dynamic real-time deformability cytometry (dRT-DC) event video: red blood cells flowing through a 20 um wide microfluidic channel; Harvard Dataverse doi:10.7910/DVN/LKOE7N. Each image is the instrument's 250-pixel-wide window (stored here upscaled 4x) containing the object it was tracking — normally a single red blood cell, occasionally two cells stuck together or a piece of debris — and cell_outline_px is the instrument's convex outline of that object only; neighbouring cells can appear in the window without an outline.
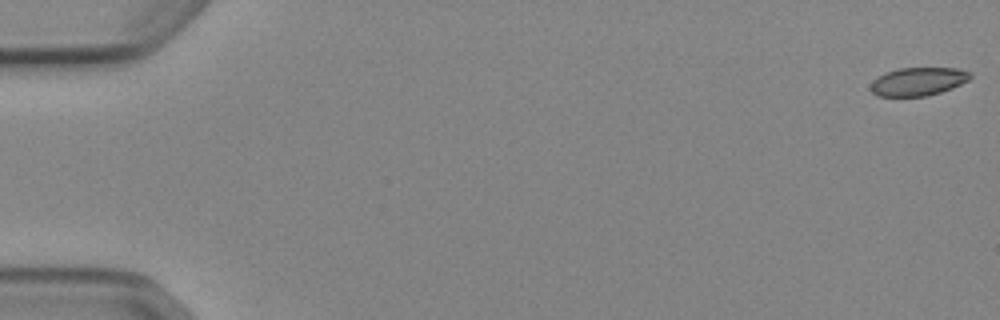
{"species": "Egyptian fruit bat (a non-hibernating species)", "species_latin": "Rousettus aegyptiacus", "temperature_condition": "cold", "stored_images_in_passage": 53, "camera_frame_rate_fps": 3000, "um_per_image_px": 0.085, "animal": {"sex": "female"}, "frame": {"image": 1, "passage_image": 1, "time_ms": 0.0, "image_size_px": [1000, 320], "cell_outline_px": [[972, 76], [968, 80], [952, 88], [928, 96], [876, 96], [868, 88], [872, 80], [884, 72], [900, 68], [956, 68], [972, 72]], "centroid_in_image_um": [78.0, 6.93], "position_along_channel_um": 7.0, "area_um2": 16.59}}
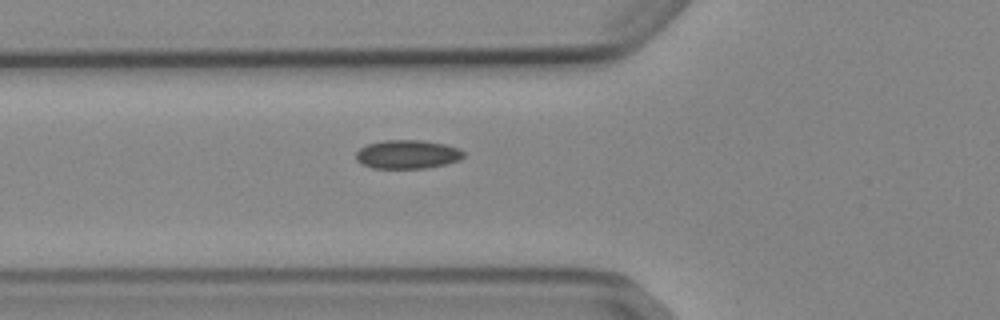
{"frame": {"image": 2, "passage_image": 20, "time_ms": 6.333, "image_size_px": [1000, 320], "cell_outline_px": [[464, 156], [460, 160], [444, 164], [424, 168], [372, 168], [360, 164], [356, 160], [356, 152], [360, 148], [368, 144], [384, 140], [420, 140], [444, 144], [460, 148], [464, 152]], "centroid_in_image_um": [34.61, 13.12], "position_along_channel_um": 91.2, "area_um2": 18.03}}
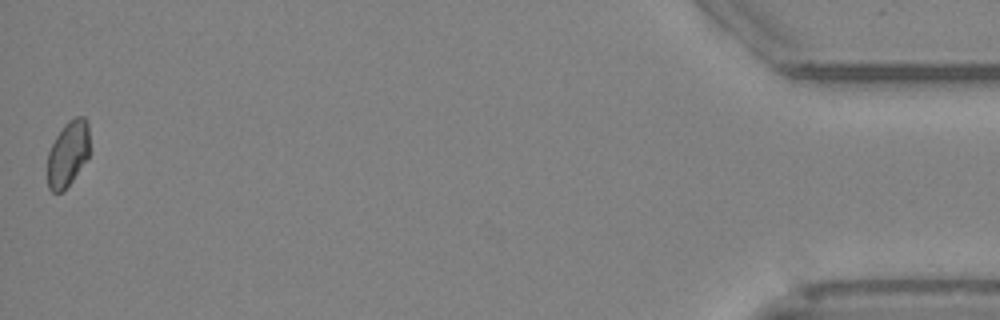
{"frame": {"image": 3, "passage_image": 53, "time_ms": 17.333, "image_size_px": [1000, 320], "cell_outline_px": [[88, 160], [64, 192], [52, 192], [48, 188], [48, 152], [56, 136], [64, 124], [68, 120], [76, 116], [84, 116], [88, 124]], "centroid_in_image_um": [5.78, 13.09], "position_along_channel_um": 429.4, "area_um2": 16.3}, "authors_computed_cell_mechanics": {"area_um2": 17.3978, "velocity_mm_per_s": 3.8831, "shape_relaxation_time_tau1_ms": null, "shape_relaxation_time_tau2_ms": 7.8345, "deformation_change_tau1": null, "deformation_change_tau2": 0.0997}}